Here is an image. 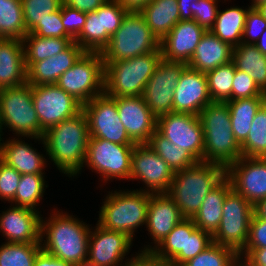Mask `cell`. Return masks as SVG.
Instances as JSON below:
<instances>
[{
  "instance_id": "cell-1",
  "label": "cell",
  "mask_w": 266,
  "mask_h": 266,
  "mask_svg": "<svg viewBox=\"0 0 266 266\" xmlns=\"http://www.w3.org/2000/svg\"><path fill=\"white\" fill-rule=\"evenodd\" d=\"M89 128L83 111L44 132L41 142L54 165L69 177L81 174L89 141Z\"/></svg>"
},
{
  "instance_id": "cell-2",
  "label": "cell",
  "mask_w": 266,
  "mask_h": 266,
  "mask_svg": "<svg viewBox=\"0 0 266 266\" xmlns=\"http://www.w3.org/2000/svg\"><path fill=\"white\" fill-rule=\"evenodd\" d=\"M52 213L46 221L41 217V249L74 266L85 265L88 258L90 226L73 215L69 216L67 212L63 214V211L54 209Z\"/></svg>"
},
{
  "instance_id": "cell-3",
  "label": "cell",
  "mask_w": 266,
  "mask_h": 266,
  "mask_svg": "<svg viewBox=\"0 0 266 266\" xmlns=\"http://www.w3.org/2000/svg\"><path fill=\"white\" fill-rule=\"evenodd\" d=\"M224 177L223 166L200 161L175 172L167 195L177 204L184 218H193L205 197Z\"/></svg>"
},
{
  "instance_id": "cell-4",
  "label": "cell",
  "mask_w": 266,
  "mask_h": 266,
  "mask_svg": "<svg viewBox=\"0 0 266 266\" xmlns=\"http://www.w3.org/2000/svg\"><path fill=\"white\" fill-rule=\"evenodd\" d=\"M199 118L204 132V162L219 164L226 169L242 157L226 102L208 104L200 112Z\"/></svg>"
},
{
  "instance_id": "cell-5",
  "label": "cell",
  "mask_w": 266,
  "mask_h": 266,
  "mask_svg": "<svg viewBox=\"0 0 266 266\" xmlns=\"http://www.w3.org/2000/svg\"><path fill=\"white\" fill-rule=\"evenodd\" d=\"M161 60L160 48L126 60L104 62V94L110 97L141 96Z\"/></svg>"
},
{
  "instance_id": "cell-6",
  "label": "cell",
  "mask_w": 266,
  "mask_h": 266,
  "mask_svg": "<svg viewBox=\"0 0 266 266\" xmlns=\"http://www.w3.org/2000/svg\"><path fill=\"white\" fill-rule=\"evenodd\" d=\"M151 194L143 188L109 192L100 209L98 224L107 230L126 233L133 239L136 229L146 225Z\"/></svg>"
},
{
  "instance_id": "cell-7",
  "label": "cell",
  "mask_w": 266,
  "mask_h": 266,
  "mask_svg": "<svg viewBox=\"0 0 266 266\" xmlns=\"http://www.w3.org/2000/svg\"><path fill=\"white\" fill-rule=\"evenodd\" d=\"M160 49V40L148 27L140 12L128 11L119 29L101 52L104 62L137 57Z\"/></svg>"
},
{
  "instance_id": "cell-8",
  "label": "cell",
  "mask_w": 266,
  "mask_h": 266,
  "mask_svg": "<svg viewBox=\"0 0 266 266\" xmlns=\"http://www.w3.org/2000/svg\"><path fill=\"white\" fill-rule=\"evenodd\" d=\"M3 126L10 128L18 137L41 141L40 122L33 105L30 84L0 90L1 132Z\"/></svg>"
},
{
  "instance_id": "cell-9",
  "label": "cell",
  "mask_w": 266,
  "mask_h": 266,
  "mask_svg": "<svg viewBox=\"0 0 266 266\" xmlns=\"http://www.w3.org/2000/svg\"><path fill=\"white\" fill-rule=\"evenodd\" d=\"M82 105L104 93V61L101 53L84 52L55 83Z\"/></svg>"
},
{
  "instance_id": "cell-10",
  "label": "cell",
  "mask_w": 266,
  "mask_h": 266,
  "mask_svg": "<svg viewBox=\"0 0 266 266\" xmlns=\"http://www.w3.org/2000/svg\"><path fill=\"white\" fill-rule=\"evenodd\" d=\"M222 212L219 228L212 235L213 242L239 254L248 241L253 205L232 189L226 195Z\"/></svg>"
},
{
  "instance_id": "cell-11",
  "label": "cell",
  "mask_w": 266,
  "mask_h": 266,
  "mask_svg": "<svg viewBox=\"0 0 266 266\" xmlns=\"http://www.w3.org/2000/svg\"><path fill=\"white\" fill-rule=\"evenodd\" d=\"M134 145H121L89 137L84 165L102 176V180L130 179Z\"/></svg>"
},
{
  "instance_id": "cell-12",
  "label": "cell",
  "mask_w": 266,
  "mask_h": 266,
  "mask_svg": "<svg viewBox=\"0 0 266 266\" xmlns=\"http://www.w3.org/2000/svg\"><path fill=\"white\" fill-rule=\"evenodd\" d=\"M32 100L40 122V138L50 127L82 111V104L56 84L32 86Z\"/></svg>"
},
{
  "instance_id": "cell-13",
  "label": "cell",
  "mask_w": 266,
  "mask_h": 266,
  "mask_svg": "<svg viewBox=\"0 0 266 266\" xmlns=\"http://www.w3.org/2000/svg\"><path fill=\"white\" fill-rule=\"evenodd\" d=\"M90 137L101 138L121 145H135L123 126L116 105V97L104 93L82 105Z\"/></svg>"
},
{
  "instance_id": "cell-14",
  "label": "cell",
  "mask_w": 266,
  "mask_h": 266,
  "mask_svg": "<svg viewBox=\"0 0 266 266\" xmlns=\"http://www.w3.org/2000/svg\"><path fill=\"white\" fill-rule=\"evenodd\" d=\"M156 130L174 145L204 161V132L198 115L171 112L157 118Z\"/></svg>"
},
{
  "instance_id": "cell-15",
  "label": "cell",
  "mask_w": 266,
  "mask_h": 266,
  "mask_svg": "<svg viewBox=\"0 0 266 266\" xmlns=\"http://www.w3.org/2000/svg\"><path fill=\"white\" fill-rule=\"evenodd\" d=\"M186 67V63L162 59L147 81L141 97L157 118L173 112L174 89Z\"/></svg>"
},
{
  "instance_id": "cell-16",
  "label": "cell",
  "mask_w": 266,
  "mask_h": 266,
  "mask_svg": "<svg viewBox=\"0 0 266 266\" xmlns=\"http://www.w3.org/2000/svg\"><path fill=\"white\" fill-rule=\"evenodd\" d=\"M175 172L148 145L135 144L132 153L130 180H140L145 183L144 191L158 194L167 193Z\"/></svg>"
},
{
  "instance_id": "cell-17",
  "label": "cell",
  "mask_w": 266,
  "mask_h": 266,
  "mask_svg": "<svg viewBox=\"0 0 266 266\" xmlns=\"http://www.w3.org/2000/svg\"><path fill=\"white\" fill-rule=\"evenodd\" d=\"M225 176L251 205L266 198V158L241 157L225 169Z\"/></svg>"
},
{
  "instance_id": "cell-18",
  "label": "cell",
  "mask_w": 266,
  "mask_h": 266,
  "mask_svg": "<svg viewBox=\"0 0 266 266\" xmlns=\"http://www.w3.org/2000/svg\"><path fill=\"white\" fill-rule=\"evenodd\" d=\"M133 239L126 233L112 231L96 224L88 242V258L85 265L124 266L123 259L132 247ZM121 262V263H120Z\"/></svg>"
},
{
  "instance_id": "cell-19",
  "label": "cell",
  "mask_w": 266,
  "mask_h": 266,
  "mask_svg": "<svg viewBox=\"0 0 266 266\" xmlns=\"http://www.w3.org/2000/svg\"><path fill=\"white\" fill-rule=\"evenodd\" d=\"M117 110L127 134L135 144H148L156 131L157 117L141 96L116 97Z\"/></svg>"
},
{
  "instance_id": "cell-20",
  "label": "cell",
  "mask_w": 266,
  "mask_h": 266,
  "mask_svg": "<svg viewBox=\"0 0 266 266\" xmlns=\"http://www.w3.org/2000/svg\"><path fill=\"white\" fill-rule=\"evenodd\" d=\"M212 103L206 73L186 67L174 89L173 112L200 114Z\"/></svg>"
},
{
  "instance_id": "cell-21",
  "label": "cell",
  "mask_w": 266,
  "mask_h": 266,
  "mask_svg": "<svg viewBox=\"0 0 266 266\" xmlns=\"http://www.w3.org/2000/svg\"><path fill=\"white\" fill-rule=\"evenodd\" d=\"M2 214V215H1ZM0 214V232L9 243H41V214L30 208L10 206Z\"/></svg>"
},
{
  "instance_id": "cell-22",
  "label": "cell",
  "mask_w": 266,
  "mask_h": 266,
  "mask_svg": "<svg viewBox=\"0 0 266 266\" xmlns=\"http://www.w3.org/2000/svg\"><path fill=\"white\" fill-rule=\"evenodd\" d=\"M205 32L194 20H180L160 41L162 59L188 64Z\"/></svg>"
},
{
  "instance_id": "cell-23",
  "label": "cell",
  "mask_w": 266,
  "mask_h": 266,
  "mask_svg": "<svg viewBox=\"0 0 266 266\" xmlns=\"http://www.w3.org/2000/svg\"><path fill=\"white\" fill-rule=\"evenodd\" d=\"M182 216L177 204L167 195V193L151 194L146 228L152 237L155 245L144 246L141 251H151L159 242L164 239L169 232L181 221Z\"/></svg>"
},
{
  "instance_id": "cell-24",
  "label": "cell",
  "mask_w": 266,
  "mask_h": 266,
  "mask_svg": "<svg viewBox=\"0 0 266 266\" xmlns=\"http://www.w3.org/2000/svg\"><path fill=\"white\" fill-rule=\"evenodd\" d=\"M85 51L73 41L64 51L47 59L25 63L27 83L31 86L55 84Z\"/></svg>"
},
{
  "instance_id": "cell-25",
  "label": "cell",
  "mask_w": 266,
  "mask_h": 266,
  "mask_svg": "<svg viewBox=\"0 0 266 266\" xmlns=\"http://www.w3.org/2000/svg\"><path fill=\"white\" fill-rule=\"evenodd\" d=\"M25 83L27 69L22 40L0 38V90Z\"/></svg>"
},
{
  "instance_id": "cell-26",
  "label": "cell",
  "mask_w": 266,
  "mask_h": 266,
  "mask_svg": "<svg viewBox=\"0 0 266 266\" xmlns=\"http://www.w3.org/2000/svg\"><path fill=\"white\" fill-rule=\"evenodd\" d=\"M18 139L19 137L5 140V142L2 140L0 159L20 174H44L43 169L47 161L43 154H40L30 144L23 142L21 138Z\"/></svg>"
},
{
  "instance_id": "cell-27",
  "label": "cell",
  "mask_w": 266,
  "mask_h": 266,
  "mask_svg": "<svg viewBox=\"0 0 266 266\" xmlns=\"http://www.w3.org/2000/svg\"><path fill=\"white\" fill-rule=\"evenodd\" d=\"M233 47L221 41L211 31H206L198 43L188 67L207 73L232 61Z\"/></svg>"
},
{
  "instance_id": "cell-28",
  "label": "cell",
  "mask_w": 266,
  "mask_h": 266,
  "mask_svg": "<svg viewBox=\"0 0 266 266\" xmlns=\"http://www.w3.org/2000/svg\"><path fill=\"white\" fill-rule=\"evenodd\" d=\"M197 228L192 218H184L154 247L151 252L171 266L187 262L188 236Z\"/></svg>"
},
{
  "instance_id": "cell-29",
  "label": "cell",
  "mask_w": 266,
  "mask_h": 266,
  "mask_svg": "<svg viewBox=\"0 0 266 266\" xmlns=\"http://www.w3.org/2000/svg\"><path fill=\"white\" fill-rule=\"evenodd\" d=\"M232 190L230 180L225 176L205 197L199 211L192 218L194 224L203 231L213 235L219 228L223 203Z\"/></svg>"
},
{
  "instance_id": "cell-30",
  "label": "cell",
  "mask_w": 266,
  "mask_h": 266,
  "mask_svg": "<svg viewBox=\"0 0 266 266\" xmlns=\"http://www.w3.org/2000/svg\"><path fill=\"white\" fill-rule=\"evenodd\" d=\"M140 13L148 27L160 41L180 21L177 0H152Z\"/></svg>"
},
{
  "instance_id": "cell-31",
  "label": "cell",
  "mask_w": 266,
  "mask_h": 266,
  "mask_svg": "<svg viewBox=\"0 0 266 266\" xmlns=\"http://www.w3.org/2000/svg\"><path fill=\"white\" fill-rule=\"evenodd\" d=\"M266 102V97H250L228 100L232 131L235 140L241 145L247 138L252 121Z\"/></svg>"
},
{
  "instance_id": "cell-32",
  "label": "cell",
  "mask_w": 266,
  "mask_h": 266,
  "mask_svg": "<svg viewBox=\"0 0 266 266\" xmlns=\"http://www.w3.org/2000/svg\"><path fill=\"white\" fill-rule=\"evenodd\" d=\"M217 12L213 27L209 30L221 41L230 44L232 47L242 43V36L249 10L235 6Z\"/></svg>"
},
{
  "instance_id": "cell-33",
  "label": "cell",
  "mask_w": 266,
  "mask_h": 266,
  "mask_svg": "<svg viewBox=\"0 0 266 266\" xmlns=\"http://www.w3.org/2000/svg\"><path fill=\"white\" fill-rule=\"evenodd\" d=\"M232 61L236 69L246 72L266 94V55L255 45L241 43L233 47Z\"/></svg>"
},
{
  "instance_id": "cell-34",
  "label": "cell",
  "mask_w": 266,
  "mask_h": 266,
  "mask_svg": "<svg viewBox=\"0 0 266 266\" xmlns=\"http://www.w3.org/2000/svg\"><path fill=\"white\" fill-rule=\"evenodd\" d=\"M73 38L40 37L27 33L22 39L25 63H35L64 51Z\"/></svg>"
},
{
  "instance_id": "cell-35",
  "label": "cell",
  "mask_w": 266,
  "mask_h": 266,
  "mask_svg": "<svg viewBox=\"0 0 266 266\" xmlns=\"http://www.w3.org/2000/svg\"><path fill=\"white\" fill-rule=\"evenodd\" d=\"M110 35L103 30L102 14L96 11L86 13V21L81 33L74 41L85 52L101 53L110 40Z\"/></svg>"
},
{
  "instance_id": "cell-36",
  "label": "cell",
  "mask_w": 266,
  "mask_h": 266,
  "mask_svg": "<svg viewBox=\"0 0 266 266\" xmlns=\"http://www.w3.org/2000/svg\"><path fill=\"white\" fill-rule=\"evenodd\" d=\"M148 145L174 172L186 169L198 162L187 150L174 145L157 130L151 136Z\"/></svg>"
},
{
  "instance_id": "cell-37",
  "label": "cell",
  "mask_w": 266,
  "mask_h": 266,
  "mask_svg": "<svg viewBox=\"0 0 266 266\" xmlns=\"http://www.w3.org/2000/svg\"><path fill=\"white\" fill-rule=\"evenodd\" d=\"M27 33L21 0H0V38L22 40Z\"/></svg>"
},
{
  "instance_id": "cell-38",
  "label": "cell",
  "mask_w": 266,
  "mask_h": 266,
  "mask_svg": "<svg viewBox=\"0 0 266 266\" xmlns=\"http://www.w3.org/2000/svg\"><path fill=\"white\" fill-rule=\"evenodd\" d=\"M45 181L43 174H21L15 197L10 203L37 211L36 207L42 200L44 188L48 187Z\"/></svg>"
},
{
  "instance_id": "cell-39",
  "label": "cell",
  "mask_w": 266,
  "mask_h": 266,
  "mask_svg": "<svg viewBox=\"0 0 266 266\" xmlns=\"http://www.w3.org/2000/svg\"><path fill=\"white\" fill-rule=\"evenodd\" d=\"M235 71L236 66L231 61L206 73L209 95L212 102L232 100V84Z\"/></svg>"
},
{
  "instance_id": "cell-40",
  "label": "cell",
  "mask_w": 266,
  "mask_h": 266,
  "mask_svg": "<svg viewBox=\"0 0 266 266\" xmlns=\"http://www.w3.org/2000/svg\"><path fill=\"white\" fill-rule=\"evenodd\" d=\"M240 146L242 157L266 158V102L257 111L248 136Z\"/></svg>"
},
{
  "instance_id": "cell-41",
  "label": "cell",
  "mask_w": 266,
  "mask_h": 266,
  "mask_svg": "<svg viewBox=\"0 0 266 266\" xmlns=\"http://www.w3.org/2000/svg\"><path fill=\"white\" fill-rule=\"evenodd\" d=\"M41 243H9L0 246V266H33Z\"/></svg>"
},
{
  "instance_id": "cell-42",
  "label": "cell",
  "mask_w": 266,
  "mask_h": 266,
  "mask_svg": "<svg viewBox=\"0 0 266 266\" xmlns=\"http://www.w3.org/2000/svg\"><path fill=\"white\" fill-rule=\"evenodd\" d=\"M182 266H240V260L232 248L213 242Z\"/></svg>"
},
{
  "instance_id": "cell-43",
  "label": "cell",
  "mask_w": 266,
  "mask_h": 266,
  "mask_svg": "<svg viewBox=\"0 0 266 266\" xmlns=\"http://www.w3.org/2000/svg\"><path fill=\"white\" fill-rule=\"evenodd\" d=\"M21 2L25 27L29 33L50 13L59 10L63 0H21Z\"/></svg>"
},
{
  "instance_id": "cell-44",
  "label": "cell",
  "mask_w": 266,
  "mask_h": 266,
  "mask_svg": "<svg viewBox=\"0 0 266 266\" xmlns=\"http://www.w3.org/2000/svg\"><path fill=\"white\" fill-rule=\"evenodd\" d=\"M127 10L117 1L108 0L98 8V14H102L103 30L112 36L121 26Z\"/></svg>"
},
{
  "instance_id": "cell-45",
  "label": "cell",
  "mask_w": 266,
  "mask_h": 266,
  "mask_svg": "<svg viewBox=\"0 0 266 266\" xmlns=\"http://www.w3.org/2000/svg\"><path fill=\"white\" fill-rule=\"evenodd\" d=\"M29 33L40 37L72 38L64 29L61 19V7L40 21Z\"/></svg>"
},
{
  "instance_id": "cell-46",
  "label": "cell",
  "mask_w": 266,
  "mask_h": 266,
  "mask_svg": "<svg viewBox=\"0 0 266 266\" xmlns=\"http://www.w3.org/2000/svg\"><path fill=\"white\" fill-rule=\"evenodd\" d=\"M250 97H266V94L246 72L236 69L232 84V100Z\"/></svg>"
},
{
  "instance_id": "cell-47",
  "label": "cell",
  "mask_w": 266,
  "mask_h": 266,
  "mask_svg": "<svg viewBox=\"0 0 266 266\" xmlns=\"http://www.w3.org/2000/svg\"><path fill=\"white\" fill-rule=\"evenodd\" d=\"M265 29L266 19L256 8L249 6L242 36V43L255 45Z\"/></svg>"
},
{
  "instance_id": "cell-48",
  "label": "cell",
  "mask_w": 266,
  "mask_h": 266,
  "mask_svg": "<svg viewBox=\"0 0 266 266\" xmlns=\"http://www.w3.org/2000/svg\"><path fill=\"white\" fill-rule=\"evenodd\" d=\"M266 247V221L256 218L254 215L250 221L249 236L245 248L238 254L239 260H243L253 249Z\"/></svg>"
},
{
  "instance_id": "cell-49",
  "label": "cell",
  "mask_w": 266,
  "mask_h": 266,
  "mask_svg": "<svg viewBox=\"0 0 266 266\" xmlns=\"http://www.w3.org/2000/svg\"><path fill=\"white\" fill-rule=\"evenodd\" d=\"M21 174L0 159V198L9 203L14 199Z\"/></svg>"
},
{
  "instance_id": "cell-50",
  "label": "cell",
  "mask_w": 266,
  "mask_h": 266,
  "mask_svg": "<svg viewBox=\"0 0 266 266\" xmlns=\"http://www.w3.org/2000/svg\"><path fill=\"white\" fill-rule=\"evenodd\" d=\"M220 0H198L194 8L193 20L209 31L216 20Z\"/></svg>"
},
{
  "instance_id": "cell-51",
  "label": "cell",
  "mask_w": 266,
  "mask_h": 266,
  "mask_svg": "<svg viewBox=\"0 0 266 266\" xmlns=\"http://www.w3.org/2000/svg\"><path fill=\"white\" fill-rule=\"evenodd\" d=\"M61 19L65 31L75 39L80 33L86 21V13L61 4Z\"/></svg>"
},
{
  "instance_id": "cell-52",
  "label": "cell",
  "mask_w": 266,
  "mask_h": 266,
  "mask_svg": "<svg viewBox=\"0 0 266 266\" xmlns=\"http://www.w3.org/2000/svg\"><path fill=\"white\" fill-rule=\"evenodd\" d=\"M211 243H213L212 235L197 227L188 236L187 261L204 251Z\"/></svg>"
},
{
  "instance_id": "cell-53",
  "label": "cell",
  "mask_w": 266,
  "mask_h": 266,
  "mask_svg": "<svg viewBox=\"0 0 266 266\" xmlns=\"http://www.w3.org/2000/svg\"><path fill=\"white\" fill-rule=\"evenodd\" d=\"M140 252L132 258L126 259L127 262L125 261L124 266H171L169 262L156 257L151 251Z\"/></svg>"
},
{
  "instance_id": "cell-54",
  "label": "cell",
  "mask_w": 266,
  "mask_h": 266,
  "mask_svg": "<svg viewBox=\"0 0 266 266\" xmlns=\"http://www.w3.org/2000/svg\"><path fill=\"white\" fill-rule=\"evenodd\" d=\"M108 0H63V3L84 13L96 11Z\"/></svg>"
},
{
  "instance_id": "cell-55",
  "label": "cell",
  "mask_w": 266,
  "mask_h": 266,
  "mask_svg": "<svg viewBox=\"0 0 266 266\" xmlns=\"http://www.w3.org/2000/svg\"><path fill=\"white\" fill-rule=\"evenodd\" d=\"M243 260L240 266H266V247L253 249Z\"/></svg>"
},
{
  "instance_id": "cell-56",
  "label": "cell",
  "mask_w": 266,
  "mask_h": 266,
  "mask_svg": "<svg viewBox=\"0 0 266 266\" xmlns=\"http://www.w3.org/2000/svg\"><path fill=\"white\" fill-rule=\"evenodd\" d=\"M33 266H74L72 263L59 260L53 255L41 250L34 261Z\"/></svg>"
},
{
  "instance_id": "cell-57",
  "label": "cell",
  "mask_w": 266,
  "mask_h": 266,
  "mask_svg": "<svg viewBox=\"0 0 266 266\" xmlns=\"http://www.w3.org/2000/svg\"><path fill=\"white\" fill-rule=\"evenodd\" d=\"M196 2H198V0H177L180 20H193Z\"/></svg>"
},
{
  "instance_id": "cell-58",
  "label": "cell",
  "mask_w": 266,
  "mask_h": 266,
  "mask_svg": "<svg viewBox=\"0 0 266 266\" xmlns=\"http://www.w3.org/2000/svg\"><path fill=\"white\" fill-rule=\"evenodd\" d=\"M123 6L127 11L140 12L152 0H114Z\"/></svg>"
},
{
  "instance_id": "cell-59",
  "label": "cell",
  "mask_w": 266,
  "mask_h": 266,
  "mask_svg": "<svg viewBox=\"0 0 266 266\" xmlns=\"http://www.w3.org/2000/svg\"><path fill=\"white\" fill-rule=\"evenodd\" d=\"M253 215L266 221V198L257 201L253 205Z\"/></svg>"
},
{
  "instance_id": "cell-60",
  "label": "cell",
  "mask_w": 266,
  "mask_h": 266,
  "mask_svg": "<svg viewBox=\"0 0 266 266\" xmlns=\"http://www.w3.org/2000/svg\"><path fill=\"white\" fill-rule=\"evenodd\" d=\"M255 46L263 55H266V29L256 42Z\"/></svg>"
},
{
  "instance_id": "cell-61",
  "label": "cell",
  "mask_w": 266,
  "mask_h": 266,
  "mask_svg": "<svg viewBox=\"0 0 266 266\" xmlns=\"http://www.w3.org/2000/svg\"><path fill=\"white\" fill-rule=\"evenodd\" d=\"M255 8L266 19V2L257 5Z\"/></svg>"
},
{
  "instance_id": "cell-62",
  "label": "cell",
  "mask_w": 266,
  "mask_h": 266,
  "mask_svg": "<svg viewBox=\"0 0 266 266\" xmlns=\"http://www.w3.org/2000/svg\"><path fill=\"white\" fill-rule=\"evenodd\" d=\"M264 2H266V0H252V4L250 6L255 8L257 5Z\"/></svg>"
},
{
  "instance_id": "cell-63",
  "label": "cell",
  "mask_w": 266,
  "mask_h": 266,
  "mask_svg": "<svg viewBox=\"0 0 266 266\" xmlns=\"http://www.w3.org/2000/svg\"><path fill=\"white\" fill-rule=\"evenodd\" d=\"M2 133H3V132H1V129H0V144H1V141H2V138H1L2 135H3Z\"/></svg>"
}]
</instances>
